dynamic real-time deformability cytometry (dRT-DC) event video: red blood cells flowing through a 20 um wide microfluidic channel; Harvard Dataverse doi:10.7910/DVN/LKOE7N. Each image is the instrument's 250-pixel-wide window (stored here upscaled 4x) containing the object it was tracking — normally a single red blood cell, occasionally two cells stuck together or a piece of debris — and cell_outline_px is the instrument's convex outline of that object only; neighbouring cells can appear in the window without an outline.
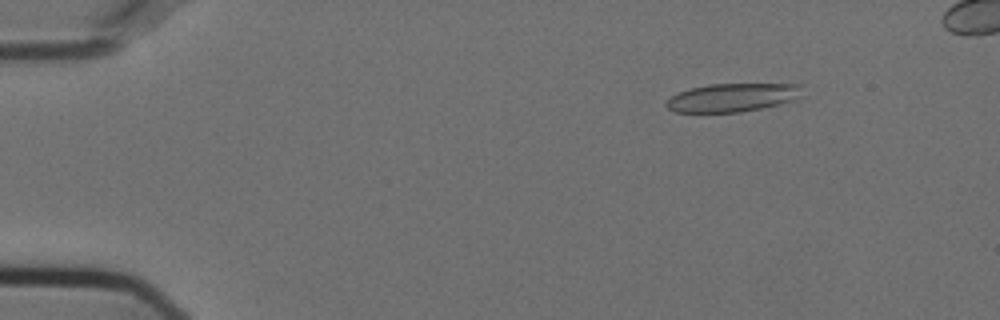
{"species": "Egyptian fruit bat (a non-hibernating species)", "species_latin": "Rousettus aegyptiacus", "temperature_condition": "cold", "stored_images_in_passage": 26, "camera_frame_rate_fps": 3000, "um_per_image_px": 0.085, "animal": {"sex": "female"}, "frame": {"image": 1, "passage_image": 8, "time_ms": 2.333, "image_size_px": [1000, 320], "cell_outline_px": [[800, 96], [792, 100], [780, 104], [740, 112], [676, 112], [668, 108], [664, 104], [672, 96], [680, 92], [692, 88], [708, 84], [800, 84]], "centroid_in_image_um": [62.23, 8.29], "position_along_channel_um": 22.8, "area_um2": 22.14}}
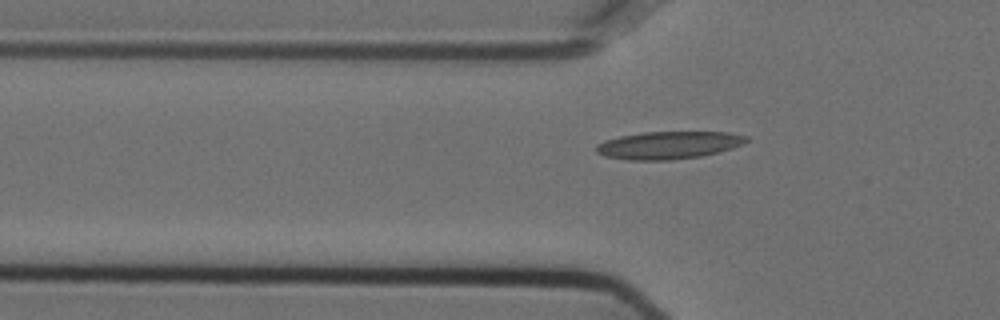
{"frame": {"image": 2, "passage_image": 19, "time_ms": 6.0, "image_size_px": [1000, 320], "cell_outline_px": [[748, 140], [744, 144], [732, 148], [700, 156], [672, 160], [628, 160], [604, 156], [596, 152], [596, 144], [604, 140], [620, 136], [644, 132], [724, 132], [748, 136]], "centroid_in_image_um": [56.8, 12.34], "position_along_channel_um": 69.0, "area_um2": 24.1}}
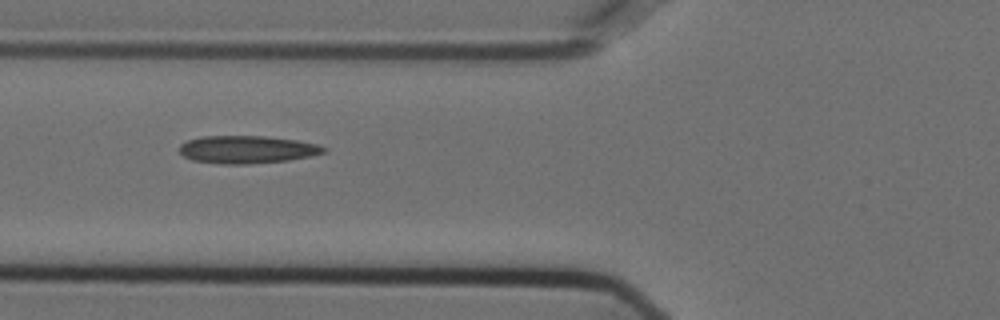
{"frame": {"image": 3, "passage_image": 22, "time_ms": 7.0, "image_size_px": [1000, 320], "cell_outline_px": [[328, 152], [312, 156], [288, 160], [248, 164], [220, 164], [192, 160], [184, 156], [180, 152], [180, 144], [188, 140], [204, 136], [264, 136], [296, 140], [316, 144], [328, 148]], "centroid_in_image_um": [21.03, 12.71], "position_along_channel_um": 104.8, "area_um2": 23.35}}